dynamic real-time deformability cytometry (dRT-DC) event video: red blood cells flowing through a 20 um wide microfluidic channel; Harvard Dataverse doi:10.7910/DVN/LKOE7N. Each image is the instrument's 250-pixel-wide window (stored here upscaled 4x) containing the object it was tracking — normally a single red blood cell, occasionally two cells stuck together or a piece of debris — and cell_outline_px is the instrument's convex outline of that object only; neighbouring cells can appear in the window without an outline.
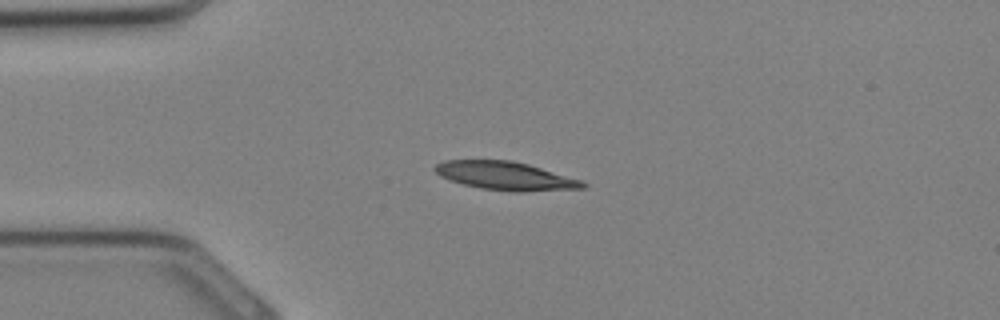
{"species": "Egyptian fruit bat (a non-hibernating species)", "species_latin": "Rousettus aegyptiacus", "temperature_condition": "cold", "stored_images_in_passage": 11, "camera_frame_rate_fps": 3000, "um_per_image_px": 0.085, "animal": {"sex": "female"}, "frame": {"image": 1, "passage_image": 7, "time_ms": 2.0, "image_size_px": [1000, 320], "cell_outline_px": [[588, 184], [584, 188], [524, 192], [512, 192], [480, 188], [464, 184], [440, 176], [432, 168], [436, 164], [444, 160], [512, 160], [528, 164], [580, 180]], "centroid_in_image_um": [42.95, 14.95], "position_along_channel_um": 42.1, "area_um2": 24.33}}
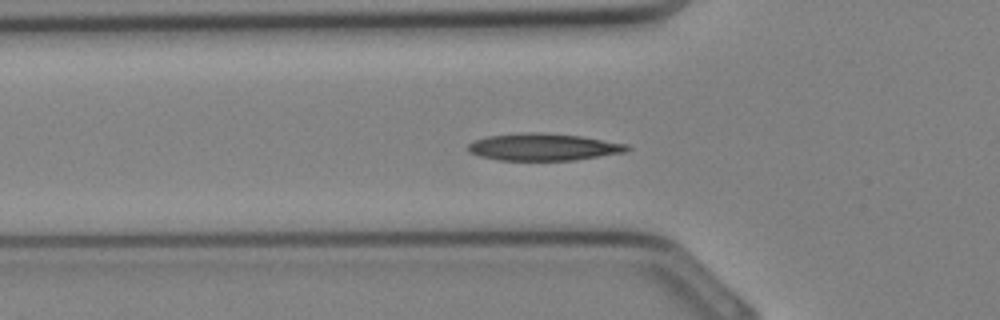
{"frame": {"image": 2, "passage_image": 10, "time_ms": 3.0, "image_size_px": [1000, 320], "cell_outline_px": [[632, 148], [624, 152], [576, 160], [500, 160], [480, 156], [468, 152], [468, 144], [476, 140], [488, 136], [524, 132], [544, 132], [580, 136], [628, 144]], "centroid_in_image_um": [46.2, 12.49], "position_along_channel_um": 79.6, "area_um2": 25.09}}